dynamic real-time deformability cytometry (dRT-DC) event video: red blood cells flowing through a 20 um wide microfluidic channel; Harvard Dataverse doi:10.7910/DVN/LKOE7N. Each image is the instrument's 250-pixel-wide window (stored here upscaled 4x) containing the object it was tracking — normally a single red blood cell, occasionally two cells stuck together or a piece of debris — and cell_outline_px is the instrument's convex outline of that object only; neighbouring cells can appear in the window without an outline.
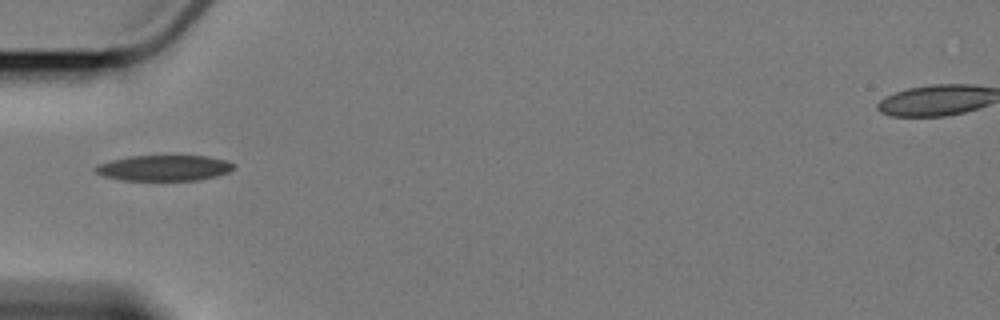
{"species": "Egyptian fruit bat (a non-hibernating species)", "species_latin": "Rousettus aegyptiacus", "temperature_condition": "cold", "stored_images_in_passage": 9, "camera_frame_rate_fps": 3000, "um_per_image_px": 0.085, "animal": {"sex": "female"}, "frame": {"image": 1, "passage_image": 6, "time_ms": 6.0, "image_size_px": [1000, 320], "cell_outline_px": [[236, 168], [228, 172], [216, 176], [196, 180], [120, 180], [104, 176], [96, 172], [92, 168], [96, 164], [128, 156], [208, 156], [228, 160], [236, 164]], "centroid_in_image_um": [13.96, 14.27], "position_along_channel_um": 71.0, "area_um2": 20.87}}
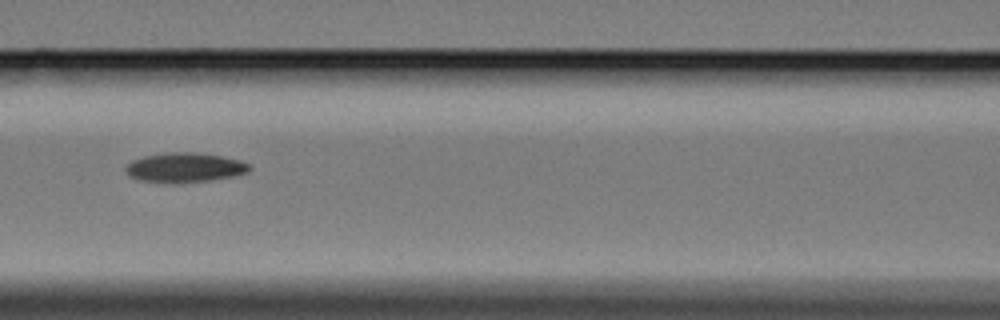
{"frame": {"image": 2, "passage_image": 8, "time_ms": 8.333, "image_size_px": [1000, 320], "cell_outline_px": [[252, 168], [248, 172], [232, 176], [208, 180], [172, 184], [136, 180], [128, 176], [124, 168], [132, 160], [144, 156], [168, 152], [196, 152], [220, 156], [240, 160], [248, 164]], "centroid_in_image_um": [15.64, 14.25], "position_along_channel_um": 151.0, "area_um2": 21.5}}
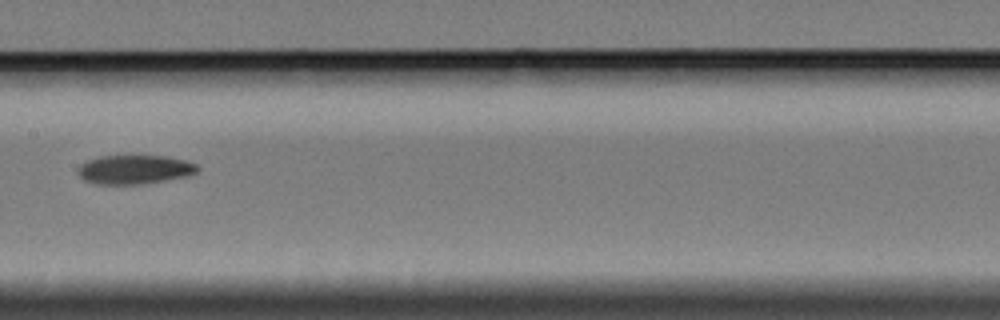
{"frame": {"image": 3, "passage_image": 9, "time_ms": 9.667, "image_size_px": [1000, 320], "cell_outline_px": [[200, 168], [196, 172], [188, 176], [140, 184], [96, 184], [84, 180], [76, 172], [76, 168], [80, 164], [88, 160], [100, 156], [168, 156], [188, 160], [196, 164]], "centroid_in_image_um": [11.43, 14.4], "position_along_channel_um": 196.0, "area_um2": 20.35}}